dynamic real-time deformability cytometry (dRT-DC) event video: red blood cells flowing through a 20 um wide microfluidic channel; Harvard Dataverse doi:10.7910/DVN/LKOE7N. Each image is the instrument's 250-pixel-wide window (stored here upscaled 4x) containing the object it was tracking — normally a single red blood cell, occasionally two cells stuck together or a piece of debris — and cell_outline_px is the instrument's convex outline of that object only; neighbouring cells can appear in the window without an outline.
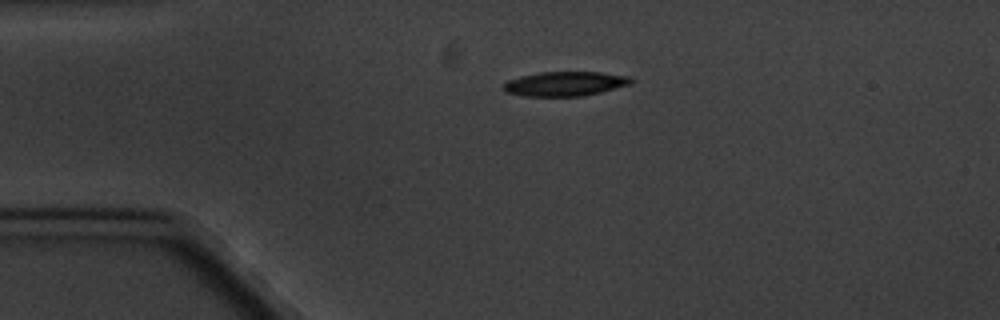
{"species": "common noctule bat (a hibernating species)", "species_latin": "Nyctalus noctula", "temperature_condition": "cold", "stored_images_in_passage": 2, "camera_frame_rate_fps": 3000, "um_per_image_px": 0.085, "animal": {"sex": "male", "body_mass_g": 20.1, "forearm_length_mm": 53.5}, "frame": {"image": 1, "passage_image": 1, "time_ms": 0.0, "image_size_px": [1000, 320], "cell_outline_px": [[632, 84], [600, 92], [580, 96], [528, 96], [504, 92], [500, 88], [508, 80], [520, 76], [540, 72], [600, 72], [628, 76], [632, 80]], "centroid_in_image_um": [47.99, 7.12], "position_along_channel_um": 37.0, "area_um2": 18.15}}